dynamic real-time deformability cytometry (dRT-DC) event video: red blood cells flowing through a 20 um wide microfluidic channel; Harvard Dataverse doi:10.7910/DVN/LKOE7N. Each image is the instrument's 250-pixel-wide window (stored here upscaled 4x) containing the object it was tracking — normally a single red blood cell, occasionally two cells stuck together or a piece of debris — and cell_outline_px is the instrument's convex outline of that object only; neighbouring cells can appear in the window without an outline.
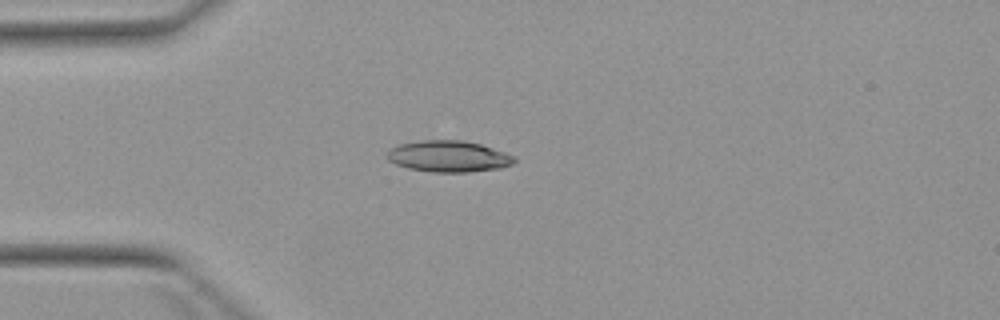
{"species": "Egyptian fruit bat (a non-hibernating species)", "species_latin": "Rousettus aegyptiacus", "temperature_condition": "warm", "stored_images_in_passage": 3, "camera_frame_rate_fps": 3000, "um_per_image_px": 0.085, "animal": {"sex": "female"}, "frame": {"image": 1, "passage_image": 2, "time_ms": 1.333, "image_size_px": [1000, 320], "cell_outline_px": [[516, 160], [512, 164], [500, 168], [468, 172], [432, 172], [408, 168], [396, 164], [388, 160], [388, 152], [392, 148], [400, 144], [420, 140], [460, 140], [480, 144], [516, 156]], "centroid_in_image_um": [38.15, 13.29], "position_along_channel_um": 46.9, "area_um2": 23.06}}